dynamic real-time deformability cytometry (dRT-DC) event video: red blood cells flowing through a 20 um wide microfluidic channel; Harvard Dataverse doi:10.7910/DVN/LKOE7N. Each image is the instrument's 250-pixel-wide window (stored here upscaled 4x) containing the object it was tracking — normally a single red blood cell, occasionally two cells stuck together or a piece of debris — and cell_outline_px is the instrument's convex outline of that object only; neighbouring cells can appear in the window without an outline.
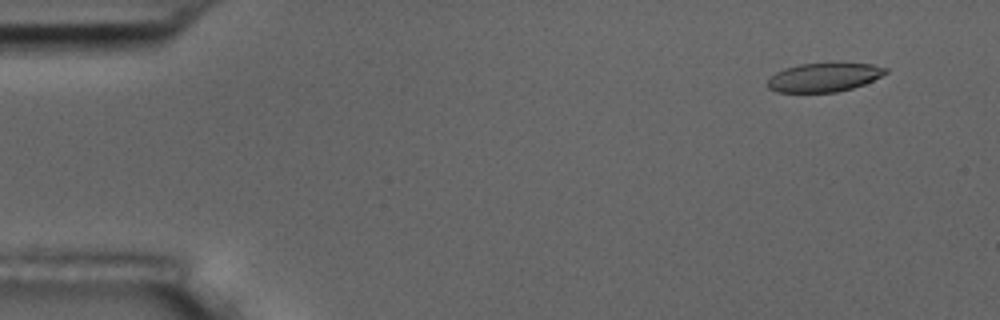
{"species": "common noctule bat (a hibernating species)", "species_latin": "Nyctalus noctula", "temperature_condition": "room temperature", "stored_images_in_passage": 9, "camera_frame_rate_fps": 3000, "um_per_image_px": 0.085, "animal": {"sex": "male", "body_mass_g": 17.5, "forearm_length_mm": 52.3}, "frame": {"image": 1, "passage_image": 2, "time_ms": 1.0, "image_size_px": [1000, 320], "cell_outline_px": [[888, 72], [864, 84], [852, 88], [836, 92], [776, 92], [768, 88], [764, 84], [776, 72], [784, 68], [800, 64], [872, 64], [888, 68]], "centroid_in_image_um": [69.99, 6.59], "position_along_channel_um": 15.0, "area_um2": 19.59}}
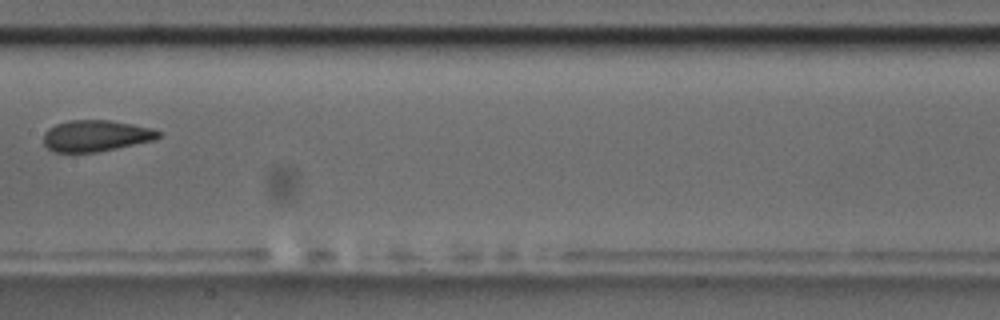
{"frame": {"image": 2, "passage_image": 8, "time_ms": 9.0, "image_size_px": [1000, 320], "cell_outline_px": [[160, 136], [156, 140], [96, 152], [56, 152], [48, 148], [44, 144], [44, 132], [48, 128], [56, 124], [68, 120], [112, 120], [152, 128], [160, 132]], "centroid_in_image_um": [8.15, 11.53], "position_along_channel_um": 199.2, "area_um2": 20.98}}
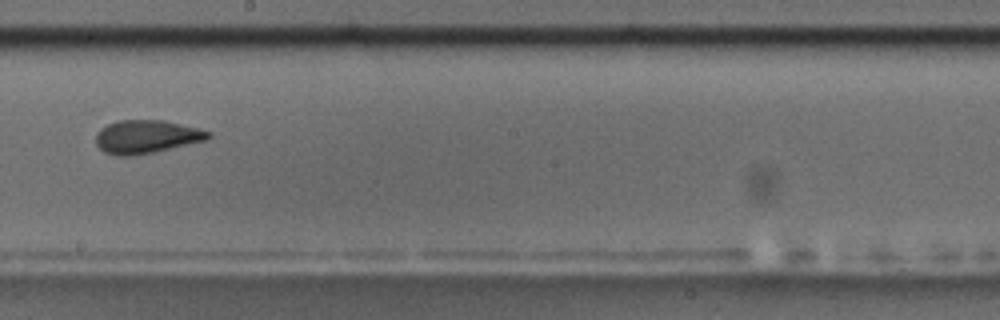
{"frame": {"image": 3, "passage_image": 9, "time_ms": 10.0, "image_size_px": [1000, 320], "cell_outline_px": [[212, 136], [208, 140], [156, 152], [132, 156], [120, 156], [104, 152], [96, 144], [96, 132], [100, 128], [116, 120], [164, 120], [212, 132]], "centroid_in_image_um": [12.45, 11.62], "position_along_channel_um": 235.7, "area_um2": 22.02}}